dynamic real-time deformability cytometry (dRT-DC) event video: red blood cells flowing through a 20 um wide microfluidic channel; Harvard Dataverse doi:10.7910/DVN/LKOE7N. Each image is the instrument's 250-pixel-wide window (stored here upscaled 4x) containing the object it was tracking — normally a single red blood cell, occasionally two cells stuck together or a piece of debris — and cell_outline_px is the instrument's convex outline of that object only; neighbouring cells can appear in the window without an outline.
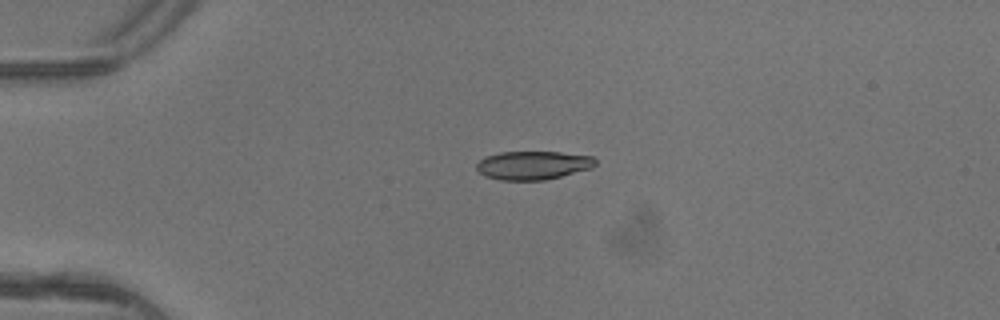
{"species": "common noctule bat (a hibernating species)", "species_latin": "Nyctalus noctula", "temperature_condition": "warm", "stored_images_in_passage": 2, "camera_frame_rate_fps": 3000, "um_per_image_px": 0.085, "animal": {"sex": "female"}, "frame": {"image": 1, "passage_image": 1, "time_ms": 0.0, "image_size_px": [1000, 320], "cell_outline_px": [[596, 164], [592, 168], [544, 180], [500, 180], [484, 176], [476, 168], [476, 164], [484, 156], [500, 152], [560, 152], [592, 156], [596, 160]], "centroid_in_image_um": [45.29, 14.04], "position_along_channel_um": 39.7, "area_um2": 19.77}}